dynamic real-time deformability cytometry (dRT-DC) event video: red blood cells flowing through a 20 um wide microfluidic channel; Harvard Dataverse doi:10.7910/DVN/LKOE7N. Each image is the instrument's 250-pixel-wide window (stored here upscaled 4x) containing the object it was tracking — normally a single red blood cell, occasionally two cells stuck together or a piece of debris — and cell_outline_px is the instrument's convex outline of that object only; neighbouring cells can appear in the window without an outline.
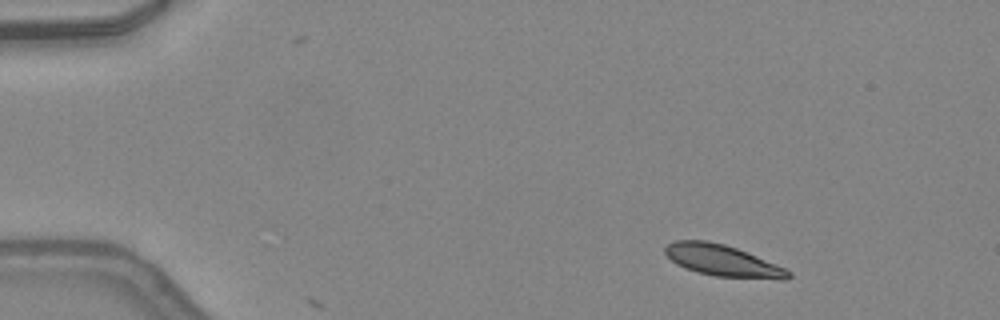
{"species": "common noctule bat (a hibernating species)", "species_latin": "Nyctalus noctula", "temperature_condition": "warm", "stored_images_in_passage": 3, "camera_frame_rate_fps": 3000, "um_per_image_px": 0.085, "animal": {"sex": "female", "body_mass_g": 24.6, "forearm_length_mm": 56.2}, "frame": {"image": 1, "passage_image": 2, "time_ms": 0.333, "image_size_px": [1000, 320], "cell_outline_px": [[792, 276], [788, 280], [784, 280], [716, 276], [696, 272], [684, 268], [676, 264], [664, 252], [664, 248], [668, 244], [676, 240], [708, 240], [724, 244], [736, 248], [784, 268], [792, 272]], "centroid_in_image_um": [61.41, 22.16], "position_along_channel_um": 23.6, "area_um2": 22.48}}